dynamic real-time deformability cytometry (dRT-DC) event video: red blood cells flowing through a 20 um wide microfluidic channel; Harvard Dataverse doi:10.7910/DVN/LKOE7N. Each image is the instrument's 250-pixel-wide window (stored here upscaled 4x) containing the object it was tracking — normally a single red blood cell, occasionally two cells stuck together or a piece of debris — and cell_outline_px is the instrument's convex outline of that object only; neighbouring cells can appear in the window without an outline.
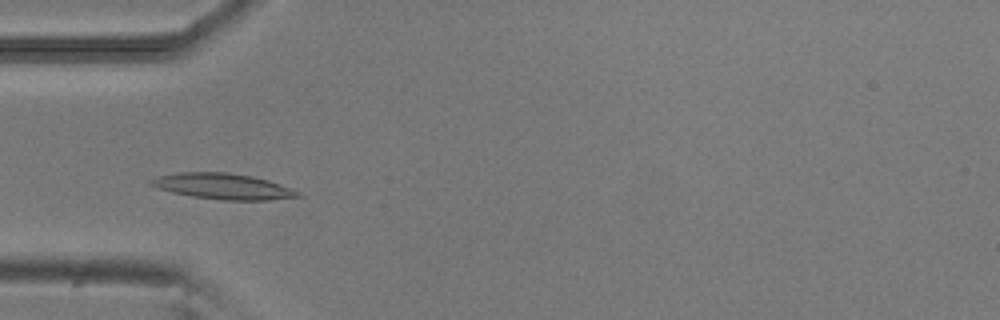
{"species": "common noctule bat (a hibernating species)", "species_latin": "Nyctalus noctula", "temperature_condition": "room temperature", "stored_images_in_passage": 10, "camera_frame_rate_fps": 3000, "um_per_image_px": 0.085, "animal": {"sex": "male", "body_mass_g": 20.5, "forearm_length_mm": 52.5}, "frame": {"image": 1, "passage_image": 4, "time_ms": 1.0, "image_size_px": [1000, 320], "cell_outline_px": [[304, 196], [268, 200], [224, 200], [192, 196], [172, 192], [148, 184], [148, 180], [156, 176], [180, 172], [224, 172], [252, 176], [268, 180], [300, 192]], "centroid_in_image_um": [18.93, 15.83], "position_along_channel_um": 66.1, "area_um2": 21.96}}
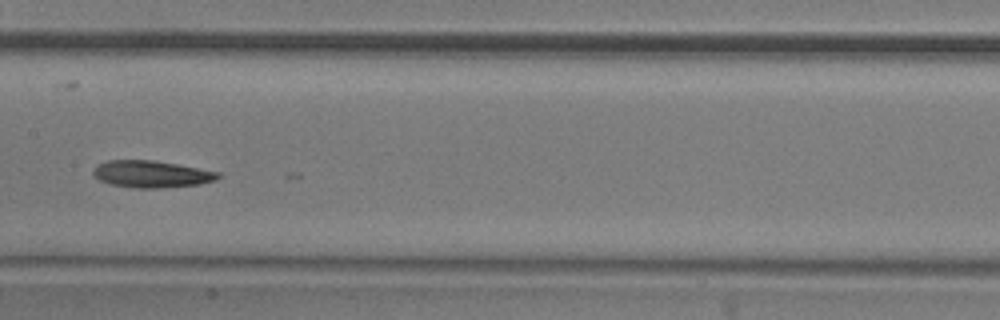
{"frame": {"image": 2, "passage_image": 7, "time_ms": 2.0, "image_size_px": [1000, 320], "cell_outline_px": [[220, 176], [216, 180], [200, 184], [160, 188], [136, 188], [112, 184], [100, 180], [92, 176], [92, 172], [100, 164], [108, 160], [152, 160], [176, 164], [220, 172]], "centroid_in_image_um": [12.89, 14.8], "position_along_channel_um": 194.5, "area_um2": 19.42}}
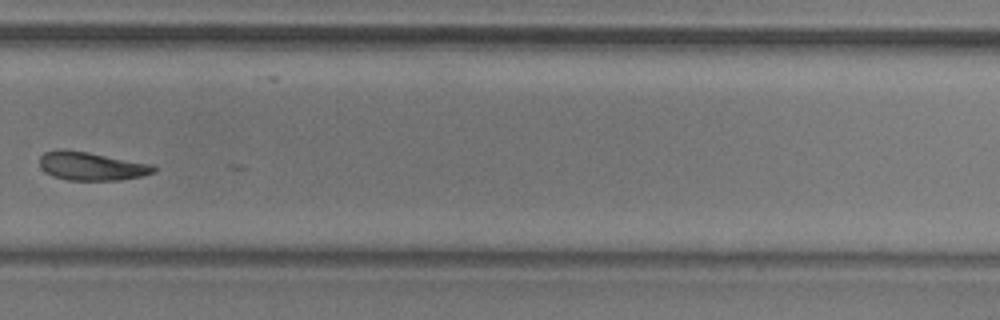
{"frame": {"image": 3, "passage_image": 10, "time_ms": 3.0, "image_size_px": [1000, 320], "cell_outline_px": [[156, 172], [144, 176], [120, 180], [68, 180], [52, 176], [44, 172], [40, 168], [40, 156], [44, 152], [88, 152], [152, 164], [156, 168]], "centroid_in_image_um": [7.84, 14.16], "position_along_channel_um": 322.0, "area_um2": 18.5}}